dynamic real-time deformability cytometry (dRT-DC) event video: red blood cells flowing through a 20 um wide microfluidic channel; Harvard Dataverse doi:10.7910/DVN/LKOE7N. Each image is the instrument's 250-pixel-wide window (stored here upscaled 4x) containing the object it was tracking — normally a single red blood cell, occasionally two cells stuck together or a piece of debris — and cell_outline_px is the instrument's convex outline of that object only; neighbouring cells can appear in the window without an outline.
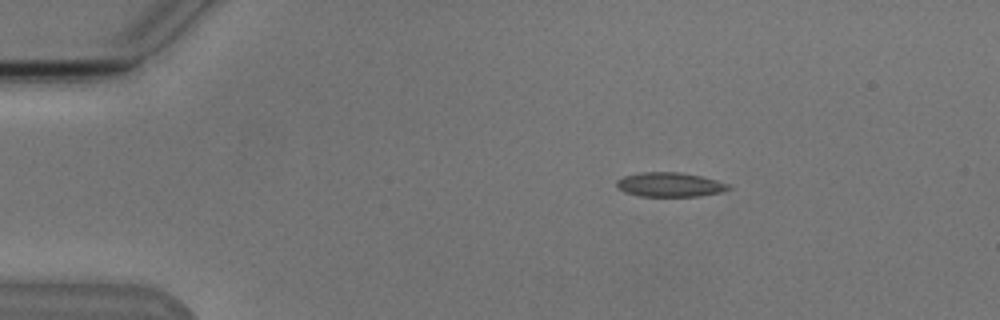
{"species": "Egyptian fruit bat (a non-hibernating species)", "species_latin": "Rousettus aegyptiacus", "temperature_condition": "cold", "stored_images_in_passage": 5, "camera_frame_rate_fps": 3000, "um_per_image_px": 0.085, "animal": {"sex": "male"}, "frame": {"image": 1, "passage_image": 2, "time_ms": 1.0, "image_size_px": [1000, 320], "cell_outline_px": [[732, 188], [720, 192], [700, 196], [640, 196], [624, 192], [616, 184], [616, 180], [624, 176], [640, 172], [680, 172], [700, 176], [716, 180], [728, 184]], "centroid_in_image_um": [56.92, 15.69], "position_along_channel_um": 28.1, "area_um2": 15.78}}